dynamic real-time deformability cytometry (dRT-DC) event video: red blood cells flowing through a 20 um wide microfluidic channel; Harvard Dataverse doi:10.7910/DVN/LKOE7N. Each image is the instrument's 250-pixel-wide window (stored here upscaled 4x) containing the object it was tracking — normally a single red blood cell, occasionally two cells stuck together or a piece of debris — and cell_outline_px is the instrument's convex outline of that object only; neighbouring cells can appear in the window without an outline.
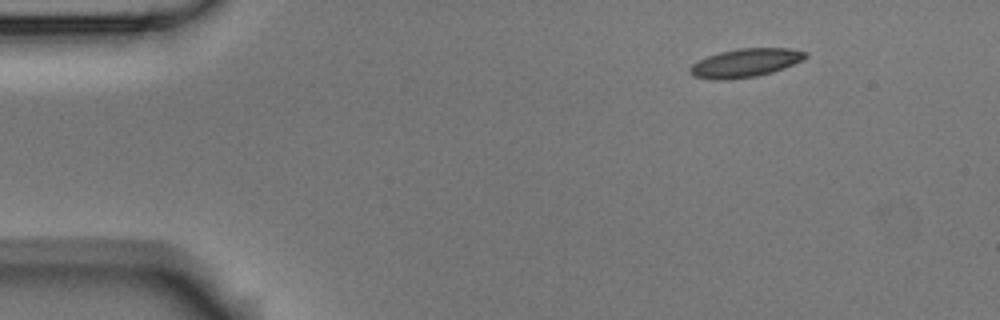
{"species": "Egyptian fruit bat (a non-hibernating species)", "species_latin": "Rousettus aegyptiacus", "temperature_condition": "room temperature", "stored_images_in_passage": 14, "camera_frame_rate_fps": 3000, "um_per_image_px": 0.085, "animal": {"sex": "male"}, "frame": {"image": 1, "passage_image": 1, "time_ms": 0.0, "image_size_px": [1000, 320], "cell_outline_px": [[808, 56], [784, 68], [772, 72], [756, 76], [728, 80], [712, 80], [692, 76], [688, 72], [688, 68], [692, 64], [708, 56], [720, 52], [736, 48], [792, 48], [808, 52]], "centroid_in_image_um": [63.32, 5.35], "position_along_channel_um": 21.7, "area_um2": 19.31}}
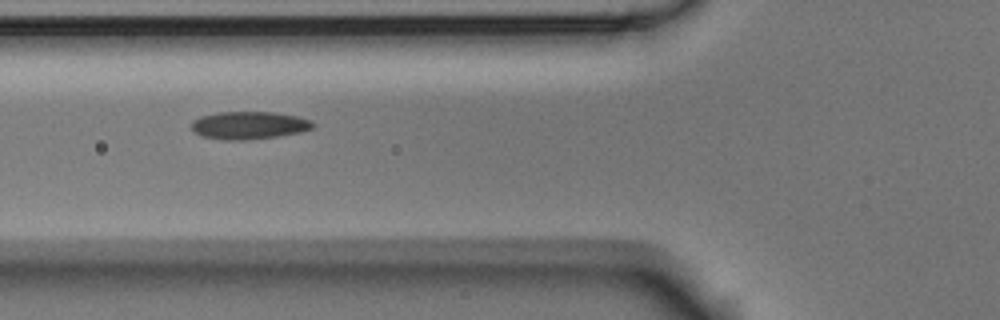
{"frame": {"image": 2, "passage_image": 4, "time_ms": 1.0, "image_size_px": [1000, 320], "cell_outline_px": [[316, 124], [312, 128], [300, 132], [276, 136], [248, 140], [224, 140], [200, 136], [192, 132], [192, 120], [200, 116], [216, 112], [272, 112], [296, 116], [312, 120]], "centroid_in_image_um": [21.12, 10.65], "position_along_channel_um": 104.7, "area_um2": 19.77}}
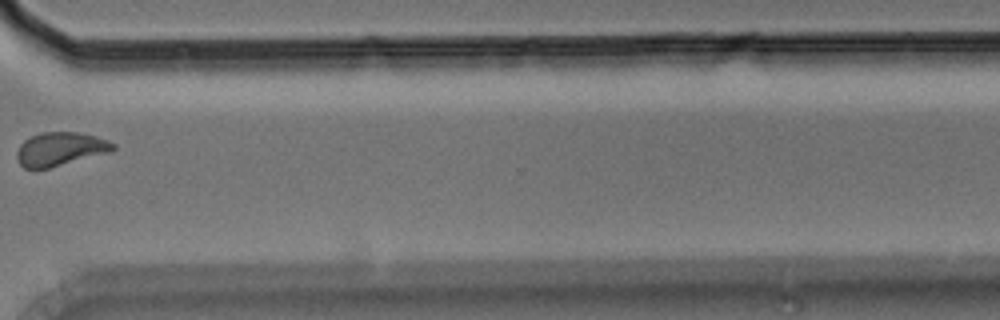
{"frame": {"image": 3, "passage_image": 10, "time_ms": 3.0, "image_size_px": [1000, 320], "cell_outline_px": [[116, 148], [112, 152], [48, 168], [24, 168], [20, 164], [16, 156], [16, 152], [20, 144], [24, 140], [40, 132], [76, 132], [96, 136], [108, 140], [116, 144]], "centroid_in_image_um": [5.15, 12.66], "position_along_channel_um": 365.5, "area_um2": 18.9}}